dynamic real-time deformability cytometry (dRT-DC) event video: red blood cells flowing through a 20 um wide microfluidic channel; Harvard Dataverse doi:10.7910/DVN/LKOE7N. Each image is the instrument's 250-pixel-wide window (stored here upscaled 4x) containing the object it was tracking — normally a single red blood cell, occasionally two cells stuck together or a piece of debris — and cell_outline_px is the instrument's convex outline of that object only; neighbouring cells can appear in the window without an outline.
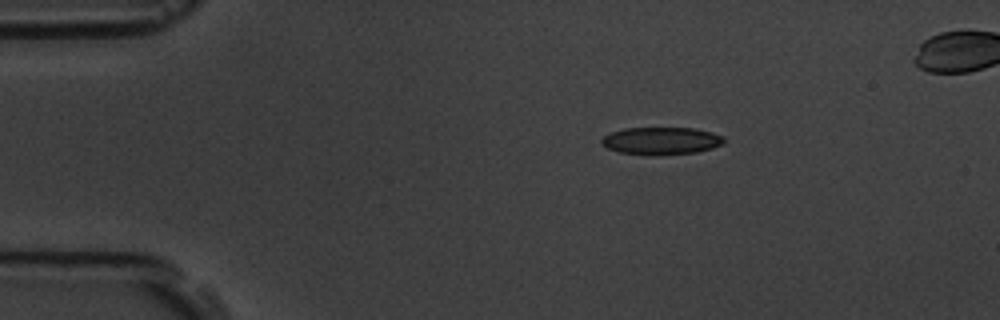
{"species": "common noctule bat (a hibernating species)", "species_latin": "Nyctalus noctula", "temperature_condition": "room temperature", "stored_images_in_passage": 5, "camera_frame_rate_fps": 3000, "um_per_image_px": 0.085, "animal": {"sex": "male", "body_mass_g": 19.5, "forearm_length_mm": 54.6}, "frame": {"image": 1, "passage_image": 1, "time_ms": 0.0, "image_size_px": [1000, 320], "cell_outline_px": [[724, 144], [712, 148], [696, 152], [648, 156], [620, 152], [608, 148], [600, 144], [600, 140], [604, 136], [612, 132], [624, 128], [692, 128], [712, 132], [724, 136]], "centroid_in_image_um": [56.2, 11.97], "position_along_channel_um": 28.8, "area_um2": 19.71}}
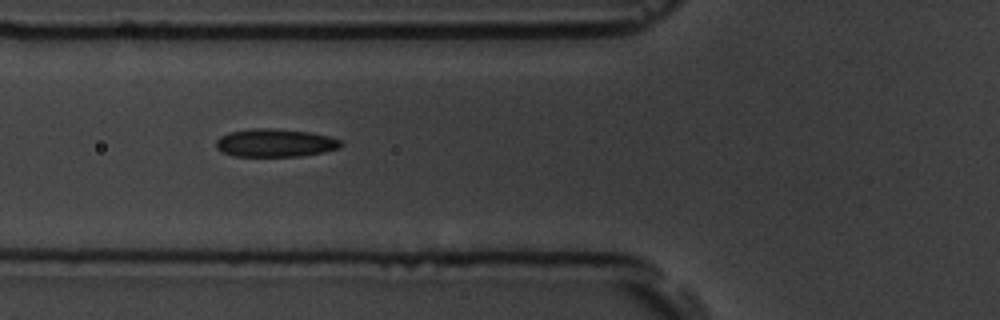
{"frame": {"image": 2, "passage_image": 4, "time_ms": 3.667, "image_size_px": [1000, 320], "cell_outline_px": [[344, 144], [340, 148], [324, 152], [300, 156], [232, 156], [216, 148], [216, 140], [220, 136], [228, 132], [252, 128], [276, 128], [312, 132], [328, 136], [340, 140]], "centroid_in_image_um": [23.4, 12.13], "position_along_channel_um": 102.4, "area_um2": 20.63}}
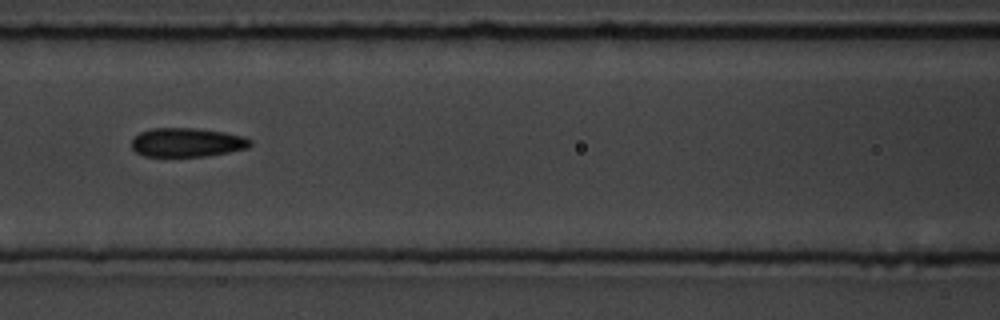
{"frame": {"image": 3, "passage_image": 5, "time_ms": 5.0, "image_size_px": [1000, 320], "cell_outline_px": [[252, 144], [248, 148], [228, 152], [204, 156], [144, 156], [136, 152], [132, 148], [132, 140], [140, 132], [152, 128], [196, 128], [224, 132], [244, 136], [252, 140]], "centroid_in_image_um": [15.91, 12.1], "position_along_channel_um": 150.7, "area_um2": 20.0}}